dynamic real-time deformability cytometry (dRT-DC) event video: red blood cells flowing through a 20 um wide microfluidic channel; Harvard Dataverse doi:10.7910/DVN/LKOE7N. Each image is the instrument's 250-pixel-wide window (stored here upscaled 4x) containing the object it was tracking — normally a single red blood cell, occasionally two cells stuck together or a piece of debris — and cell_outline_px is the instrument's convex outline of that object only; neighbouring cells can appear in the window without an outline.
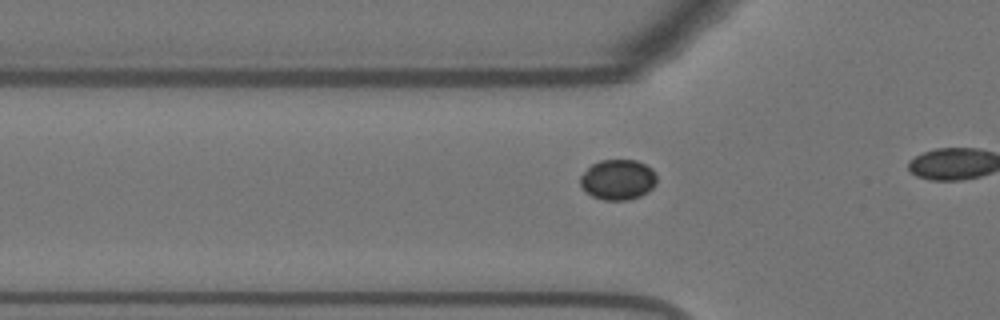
{"species": "Egyptian fruit bat (a non-hibernating species)", "species_latin": "Rousettus aegyptiacus", "temperature_condition": "warm", "stored_images_in_passage": 10, "camera_frame_rate_fps": 3000, "um_per_image_px": 0.085, "animal": {"sex": "female"}, "frame": {"image": 1, "passage_image": 7, "time_ms": 2.0, "image_size_px": [1000, 320], "cell_outline_px": [[656, 184], [648, 192], [640, 196], [628, 200], [604, 200], [592, 196], [584, 192], [580, 184], [580, 176], [592, 164], [600, 160], [636, 160], [652, 168], [656, 176]], "centroid_in_image_um": [52.51, 15.28], "position_along_channel_um": 73.3, "area_um2": 18.09}}